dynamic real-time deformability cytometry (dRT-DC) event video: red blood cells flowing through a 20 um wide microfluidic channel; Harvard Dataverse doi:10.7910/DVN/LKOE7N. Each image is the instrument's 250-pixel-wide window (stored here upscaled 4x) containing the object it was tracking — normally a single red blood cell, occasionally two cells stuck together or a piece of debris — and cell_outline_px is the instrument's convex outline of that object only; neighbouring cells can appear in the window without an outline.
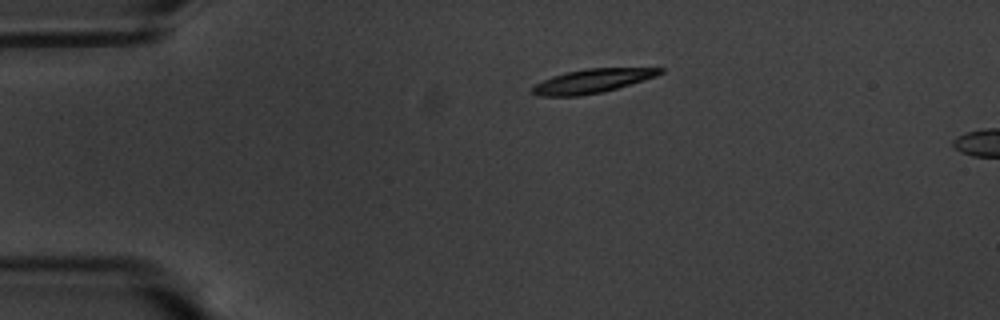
{"species": "common noctule bat (a hibernating species)", "species_latin": "Nyctalus noctula", "temperature_condition": "warm", "stored_images_in_passage": 5, "camera_frame_rate_fps": 3000, "um_per_image_px": 0.085, "animal": {"sex": "male", "body_mass_g": 20.1, "forearm_length_mm": 53.5}, "frame": {"image": 1, "passage_image": 1, "time_ms": 0.0, "image_size_px": [1000, 320], "cell_outline_px": [[664, 72], [656, 76], [616, 88], [600, 92], [580, 96], [536, 96], [532, 92], [532, 88], [536, 84], [552, 76], [568, 72], [588, 68], [664, 68]], "centroid_in_image_um": [50.33, 6.88], "position_along_channel_um": 34.7, "area_um2": 17.46}}